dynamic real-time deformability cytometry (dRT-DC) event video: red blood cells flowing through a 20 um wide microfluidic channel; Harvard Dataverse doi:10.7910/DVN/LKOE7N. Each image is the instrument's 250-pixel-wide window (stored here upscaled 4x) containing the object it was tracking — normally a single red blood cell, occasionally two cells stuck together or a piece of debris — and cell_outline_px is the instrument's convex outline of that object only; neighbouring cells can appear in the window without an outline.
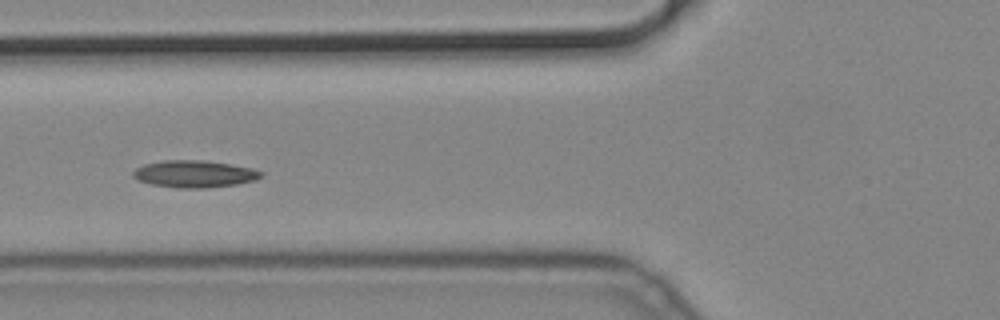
{"species": "common noctule bat (a hibernating species)", "species_latin": "Nyctalus noctula", "temperature_condition": "cold", "stored_images_in_passage": 8, "camera_frame_rate_fps": 3000, "um_per_image_px": 0.085, "animal": {"sex": "male", "body_mass_g": 19.2, "forearm_length_mm": 51.8}, "frame": {"image": 1, "passage_image": 6, "time_ms": 1.667, "image_size_px": [1000, 320], "cell_outline_px": [[264, 176], [256, 180], [236, 184], [208, 188], [176, 188], [152, 184], [140, 180], [132, 176], [132, 172], [136, 168], [144, 164], [164, 160], [204, 160], [252, 168], [264, 172]], "centroid_in_image_um": [16.55, 14.78], "position_along_channel_um": 109.2, "area_um2": 20.23}}